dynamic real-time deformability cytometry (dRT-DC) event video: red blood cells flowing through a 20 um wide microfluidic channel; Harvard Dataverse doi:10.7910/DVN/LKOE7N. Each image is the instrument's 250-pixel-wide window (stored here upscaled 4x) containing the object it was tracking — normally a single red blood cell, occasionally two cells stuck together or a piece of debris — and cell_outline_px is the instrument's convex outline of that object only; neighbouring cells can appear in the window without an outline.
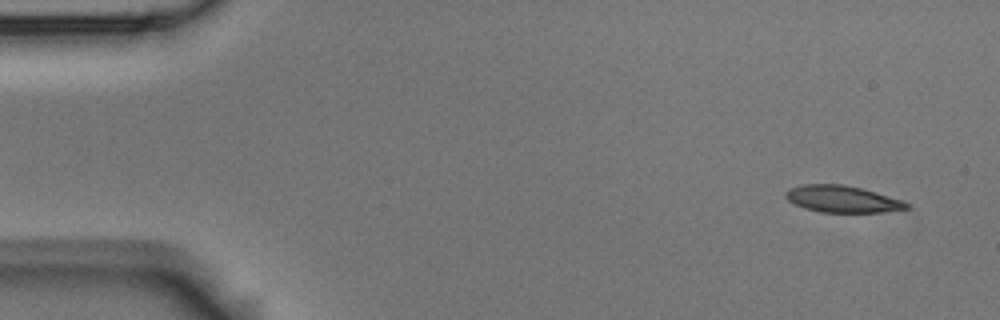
{"species": "Egyptian fruit bat (a non-hibernating species)", "species_latin": "Rousettus aegyptiacus", "temperature_condition": "room temperature", "stored_images_in_passage": 5, "camera_frame_rate_fps": 3000, "um_per_image_px": 0.085, "animal": {"sex": "male"}, "frame": {"image": 1, "passage_image": 1, "time_ms": 0.0, "image_size_px": [1000, 320], "cell_outline_px": [[908, 208], [880, 212], [820, 212], [804, 208], [788, 200], [784, 196], [784, 192], [788, 188], [804, 184], [844, 184], [864, 188], [900, 200], [908, 204]], "centroid_in_image_um": [71.52, 16.9], "position_along_channel_um": 13.5, "area_um2": 18.79}}